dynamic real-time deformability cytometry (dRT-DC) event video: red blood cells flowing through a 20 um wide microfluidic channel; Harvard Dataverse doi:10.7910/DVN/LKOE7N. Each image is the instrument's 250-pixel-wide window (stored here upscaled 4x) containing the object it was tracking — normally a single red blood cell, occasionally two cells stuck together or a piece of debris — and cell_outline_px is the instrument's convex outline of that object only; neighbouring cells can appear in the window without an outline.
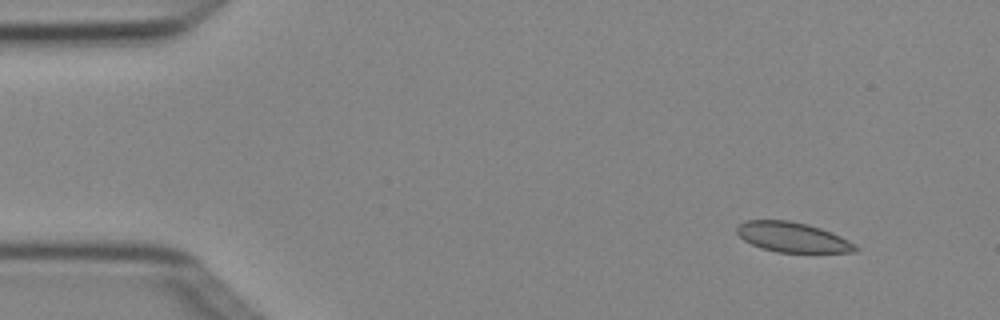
{"species": "Egyptian fruit bat (a non-hibernating species)", "species_latin": "Rousettus aegyptiacus", "temperature_condition": "cold", "stored_images_in_passage": 4, "camera_frame_rate_fps": 3000, "um_per_image_px": 0.085, "animal": {"sex": "female"}, "frame": {"image": 1, "passage_image": 1, "time_ms": 0.0, "image_size_px": [1000, 320], "cell_outline_px": [[860, 248], [856, 252], [776, 252], [760, 248], [744, 240], [736, 232], [736, 228], [744, 220], [788, 220], [808, 224], [832, 232], [856, 244]], "centroid_in_image_um": [67.37, 20.16], "position_along_channel_um": 17.6, "area_um2": 20.75}}
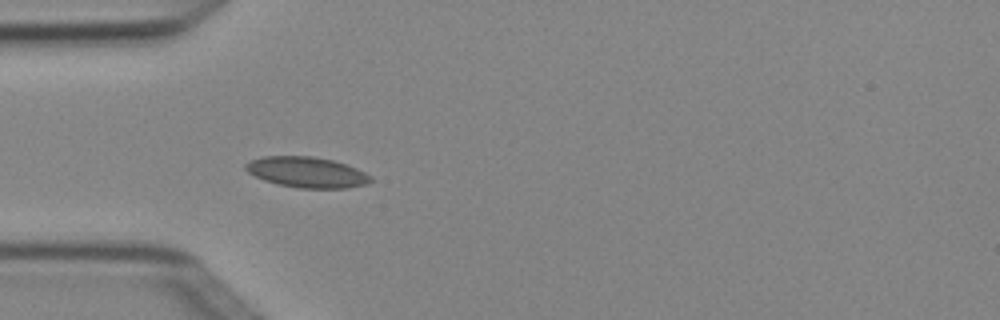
{"frame": {"image": 2, "passage_image": 4, "time_ms": 1.0, "image_size_px": [1000, 320], "cell_outline_px": [[372, 180], [368, 184], [348, 188], [300, 188], [276, 184], [264, 180], [248, 172], [244, 168], [244, 164], [252, 160], [264, 156], [312, 156], [332, 160], [356, 168], [372, 176]], "centroid_in_image_um": [26.09, 14.64], "position_along_channel_um": 58.9, "area_um2": 22.31}}